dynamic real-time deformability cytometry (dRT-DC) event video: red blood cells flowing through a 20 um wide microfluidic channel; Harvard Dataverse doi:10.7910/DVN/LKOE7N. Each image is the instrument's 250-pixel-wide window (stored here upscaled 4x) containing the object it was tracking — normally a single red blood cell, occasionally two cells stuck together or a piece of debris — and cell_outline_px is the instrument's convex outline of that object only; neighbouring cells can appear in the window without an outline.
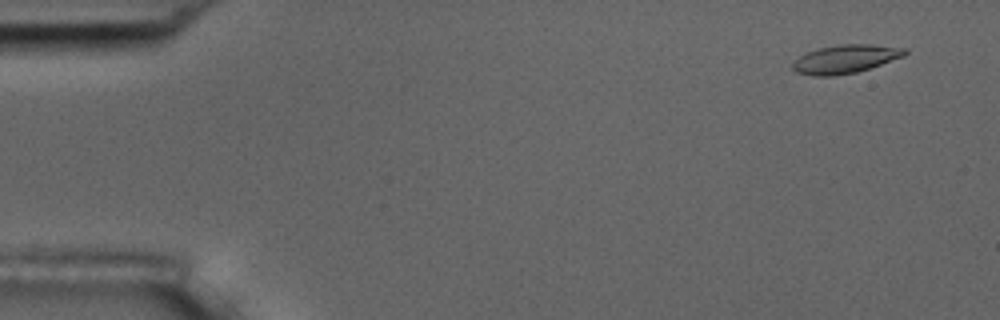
{"species": "common noctule bat (a hibernating species)", "species_latin": "Nyctalus noctula", "temperature_condition": "room temperature", "stored_images_in_passage": 4, "camera_frame_rate_fps": 3000, "um_per_image_px": 0.085, "animal": {"sex": "male", "body_mass_g": 17.5, "forearm_length_mm": 52.3}, "frame": {"image": 1, "passage_image": 1, "time_ms": 0.0, "image_size_px": [1000, 320], "cell_outline_px": [[908, 52], [904, 56], [856, 72], [832, 76], [812, 76], [796, 72], [792, 68], [792, 64], [800, 56], [808, 52], [820, 48], [840, 44], [872, 44], [908, 48]], "centroid_in_image_um": [71.87, 5.01], "position_along_channel_um": 13.1, "area_um2": 18.44}}
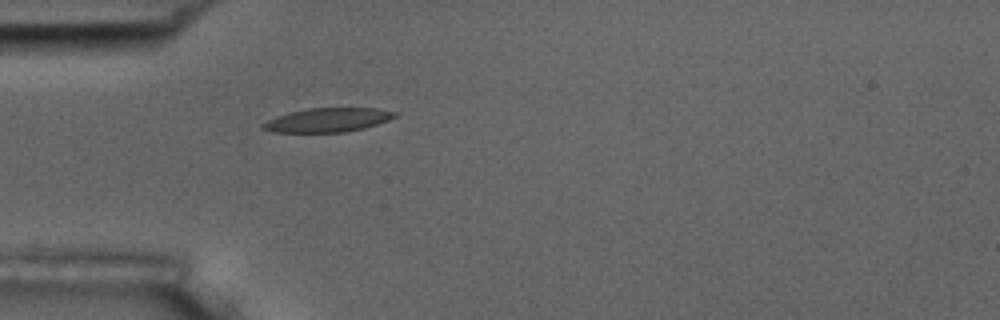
{"frame": {"image": 2, "passage_image": 4, "time_ms": 4.333, "image_size_px": [1000, 320], "cell_outline_px": [[396, 116], [388, 120], [364, 128], [344, 132], [272, 132], [260, 128], [260, 124], [276, 116], [288, 112], [308, 108], [376, 108], [396, 112]], "centroid_in_image_um": [27.8, 10.2], "position_along_channel_um": 57.2, "area_um2": 18.44}}